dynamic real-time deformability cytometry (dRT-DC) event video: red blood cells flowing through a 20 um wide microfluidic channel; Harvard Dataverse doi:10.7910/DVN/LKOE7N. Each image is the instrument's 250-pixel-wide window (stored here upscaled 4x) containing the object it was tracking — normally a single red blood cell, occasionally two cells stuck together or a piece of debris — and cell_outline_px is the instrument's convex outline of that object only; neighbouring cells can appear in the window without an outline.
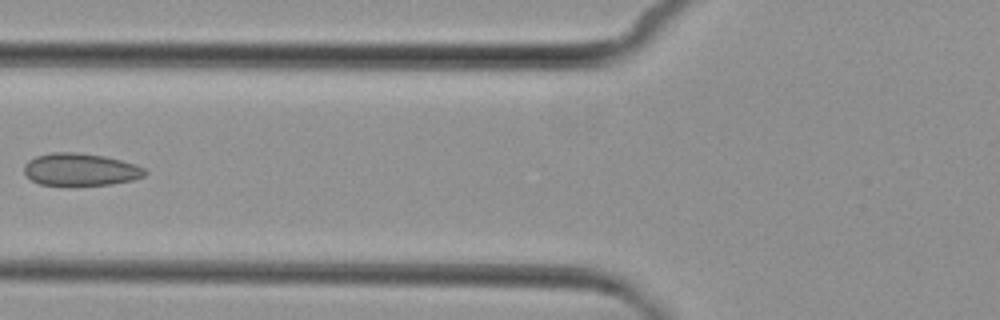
{"species": "common noctule bat (a hibernating species)", "species_latin": "Nyctalus noctula", "temperature_condition": "cold", "stored_images_in_passage": 5, "camera_frame_rate_fps": 3000, "um_per_image_px": 0.085, "animal": {"sex": "female", "body_mass_g": 29.2, "forearm_length_mm": 56.3}, "frame": {"image": 1, "passage_image": 5, "time_ms": 4.667, "image_size_px": [1000, 320], "cell_outline_px": [[148, 172], [144, 176], [132, 180], [112, 184], [40, 184], [32, 180], [24, 172], [24, 164], [28, 160], [36, 156], [52, 152], [76, 152], [104, 156], [136, 164], [144, 168]], "centroid_in_image_um": [6.85, 14.39], "position_along_channel_um": 119.0, "area_um2": 22.54}}